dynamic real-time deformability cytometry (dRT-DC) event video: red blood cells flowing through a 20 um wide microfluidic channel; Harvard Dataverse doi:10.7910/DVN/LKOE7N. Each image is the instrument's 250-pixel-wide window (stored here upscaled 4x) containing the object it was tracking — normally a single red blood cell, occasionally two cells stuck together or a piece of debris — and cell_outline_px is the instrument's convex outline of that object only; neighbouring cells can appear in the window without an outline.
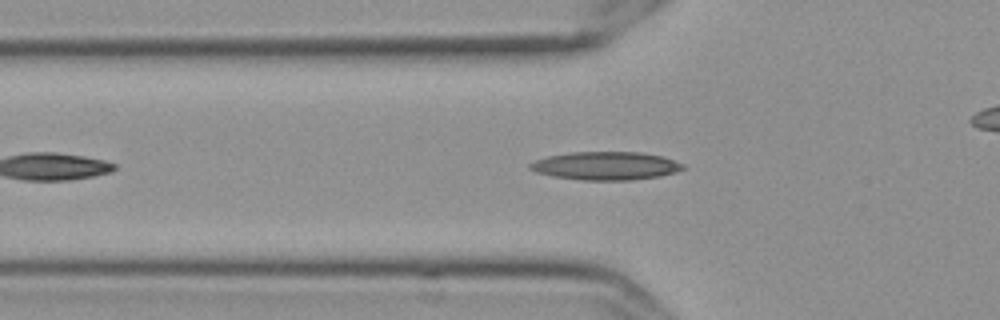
{"species": "Egyptian fruit bat (a non-hibernating species)", "species_latin": "Rousettus aegyptiacus", "temperature_condition": "cold", "stored_images_in_passage": 15, "camera_frame_rate_fps": 3000, "um_per_image_px": 0.085, "frame": {"image": 1, "passage_image": 7, "time_ms": 2.0, "image_size_px": [1000, 320], "cell_outline_px": [[684, 168], [676, 172], [660, 176], [628, 180], [580, 180], [552, 176], [536, 172], [528, 168], [528, 164], [536, 160], [548, 156], [572, 152], [640, 152], [660, 156], [684, 164]], "centroid_in_image_um": [51.46, 14.1], "position_along_channel_um": 74.3, "area_um2": 25.03}}
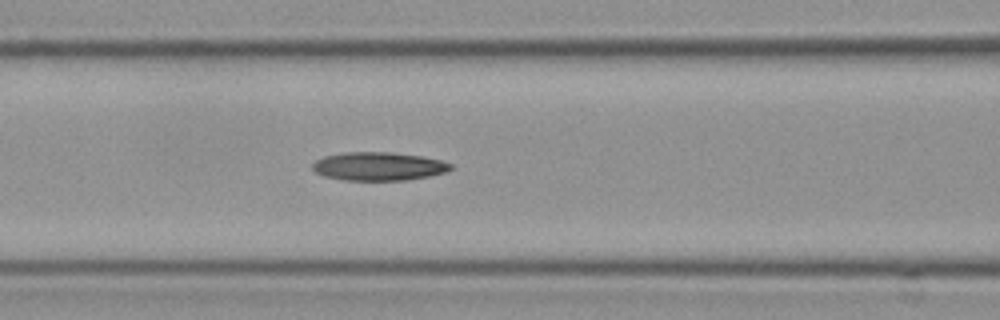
{"frame": {"image": 2, "passage_image": 12, "time_ms": 3.667, "image_size_px": [1000, 320], "cell_outline_px": [[452, 168], [444, 172], [428, 176], [408, 180], [344, 180], [324, 176], [316, 172], [312, 168], [312, 164], [316, 160], [324, 156], [344, 152], [392, 152], [420, 156], [440, 160], [452, 164]], "centroid_in_image_um": [32.15, 14.13], "position_along_channel_um": 134.4, "area_um2": 22.77}}